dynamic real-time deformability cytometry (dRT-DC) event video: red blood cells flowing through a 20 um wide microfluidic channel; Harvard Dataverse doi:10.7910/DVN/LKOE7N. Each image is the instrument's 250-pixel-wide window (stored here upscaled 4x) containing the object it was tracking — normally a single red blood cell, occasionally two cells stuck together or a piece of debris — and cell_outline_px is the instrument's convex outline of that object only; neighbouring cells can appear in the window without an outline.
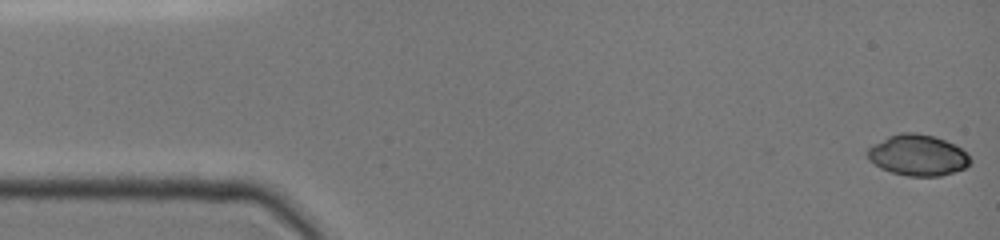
{"species": "common noctule bat (a hibernating species)", "species_latin": "Nyctalus noctula", "temperature_condition": "cold", "stored_images_in_passage": 15, "camera_frame_rate_fps": 3000, "um_per_image_px": 0.085, "animal": {"sex": "female", "body_mass_g": 19.0, "forearm_length_mm": 51.5}, "frame": {"image": 1, "passage_image": 1, "time_ms": 0.0, "image_size_px": [1000, 240], "cell_outline_px": [[972, 164], [964, 168], [940, 176], [908, 176], [892, 172], [876, 164], [868, 156], [868, 148], [888, 136], [900, 132], [916, 132], [936, 136], [968, 152], [972, 160]], "centroid_in_image_um": [78.07, 13.18], "position_along_channel_um": 6.9, "area_um2": 24.33}}
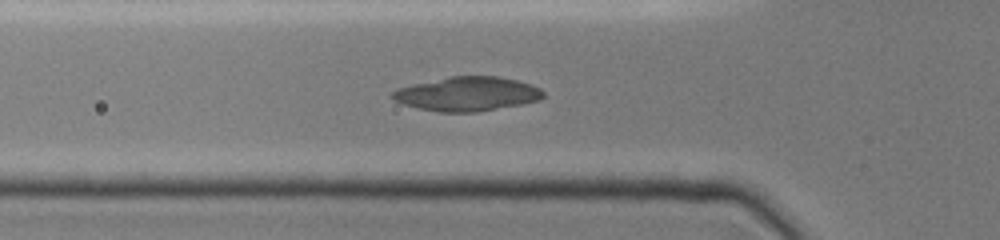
{"frame": {"image": 2, "passage_image": 13, "time_ms": 5.0, "image_size_px": [1000, 240], "cell_outline_px": [[544, 96], [540, 100], [524, 104], [476, 112], [440, 112], [420, 108], [404, 104], [392, 100], [388, 96], [396, 88], [412, 84], [448, 76], [496, 76], [516, 80], [540, 88], [544, 92]], "centroid_in_image_um": [39.68, 7.98], "position_along_channel_um": 86.1, "area_um2": 30.17}}
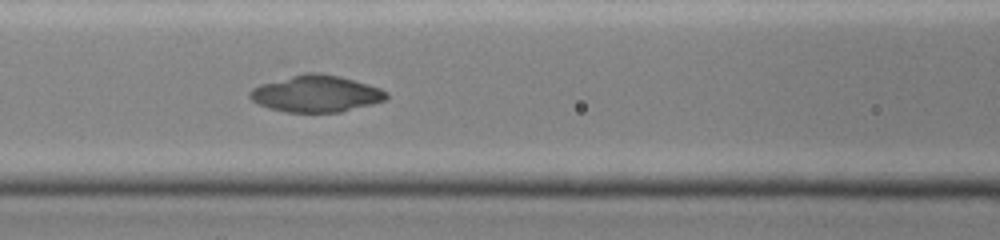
{"frame": {"image": 3, "passage_image": 15, "time_ms": 6.333, "image_size_px": [1000, 240], "cell_outline_px": [[388, 96], [384, 100], [340, 112], [288, 112], [268, 108], [252, 100], [248, 96], [248, 92], [252, 88], [260, 84], [304, 72], [320, 72], [340, 76], [380, 88], [388, 92]], "centroid_in_image_um": [26.83, 7.95], "position_along_channel_um": 139.8, "area_um2": 29.07}}